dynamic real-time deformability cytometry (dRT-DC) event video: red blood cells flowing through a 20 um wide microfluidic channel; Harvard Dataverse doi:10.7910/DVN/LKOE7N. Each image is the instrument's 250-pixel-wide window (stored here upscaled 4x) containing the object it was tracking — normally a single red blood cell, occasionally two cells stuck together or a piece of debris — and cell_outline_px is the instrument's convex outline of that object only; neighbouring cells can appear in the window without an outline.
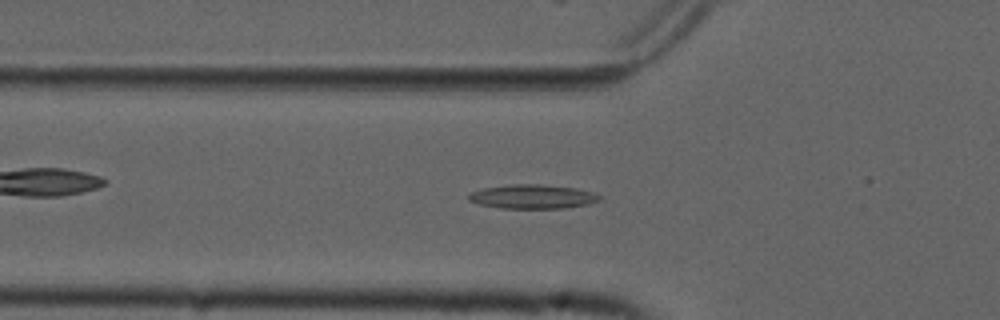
{"species": "common noctule bat (a hibernating species)", "species_latin": "Nyctalus noctula", "temperature_condition": "cold", "stored_images_in_passage": 54, "camera_frame_rate_fps": 3000, "um_per_image_px": 0.085, "animal": {"sex": "male", "forearm_length_mm": 52.5}, "frame": {"image": 1, "passage_image": 18, "time_ms": 5.667, "image_size_px": [1000, 320], "cell_outline_px": [[600, 200], [588, 204], [568, 208], [500, 208], [480, 204], [468, 200], [468, 196], [472, 192], [484, 188], [512, 184], [540, 184], [572, 188], [596, 192], [600, 196]], "centroid_in_image_um": [45.3, 16.71], "position_along_channel_um": 80.5, "area_um2": 18.26}}
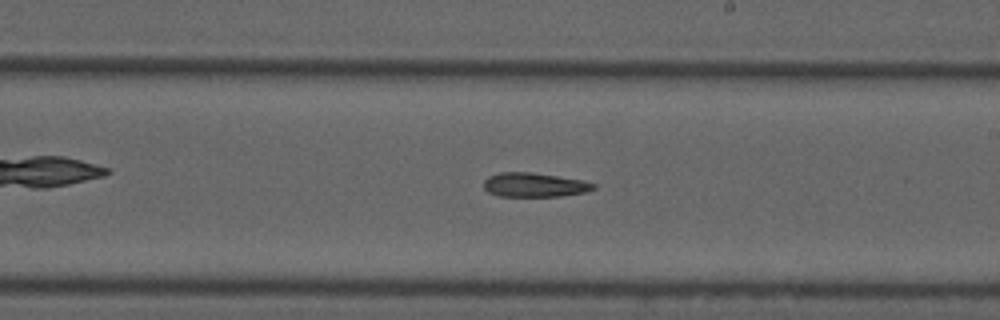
{"frame": {"image": 2, "passage_image": 31, "time_ms": 10.0, "image_size_px": [1000, 320], "cell_outline_px": [[596, 188], [584, 192], [560, 196], [500, 196], [488, 192], [484, 188], [484, 180], [488, 176], [500, 172], [532, 172], [580, 180], [596, 184]], "centroid_in_image_um": [45.39, 15.71], "position_along_channel_um": 243.6, "area_um2": 15.32}}
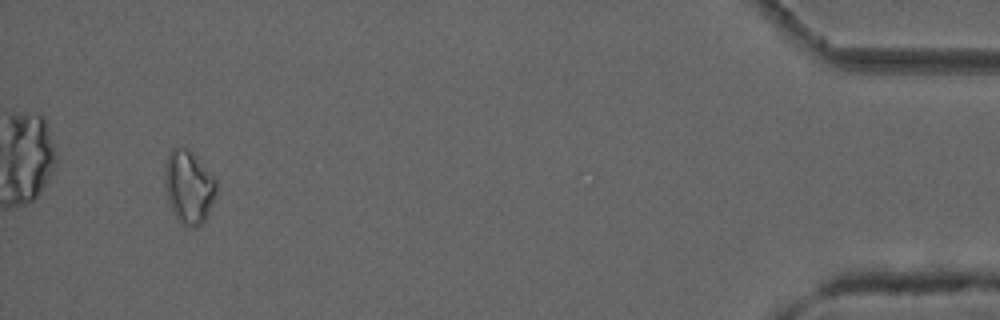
{"frame": {"image": 3, "passage_image": 51, "time_ms": 16.667, "image_size_px": [1000, 320], "cell_outline_px": [[216, 196], [204, 224], [196, 228], [192, 228], [180, 224], [176, 220], [172, 212], [168, 200], [164, 184], [164, 164], [172, 148], [188, 148], [192, 152], [216, 180]], "centroid_in_image_um": [16.03, 15.96], "position_along_channel_um": 419.2, "area_um2": 22.37}}